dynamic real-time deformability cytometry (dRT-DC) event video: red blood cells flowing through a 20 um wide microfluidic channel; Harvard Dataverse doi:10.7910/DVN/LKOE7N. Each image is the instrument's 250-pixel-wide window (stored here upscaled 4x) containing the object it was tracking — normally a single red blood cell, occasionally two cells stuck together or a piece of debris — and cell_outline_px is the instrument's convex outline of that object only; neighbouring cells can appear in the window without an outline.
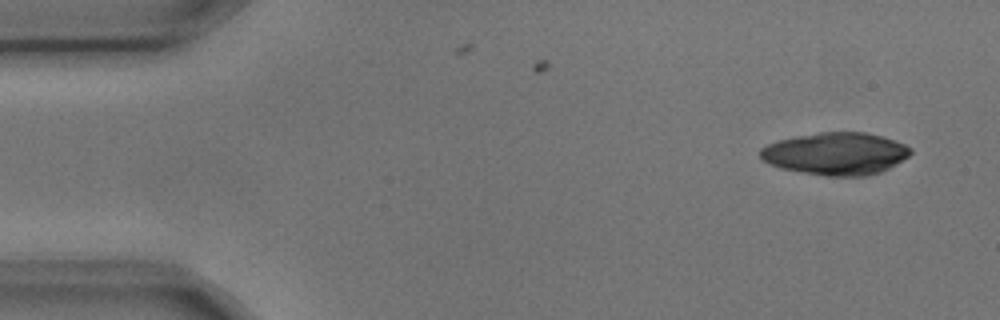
{"species": "common noctule bat (a hibernating species)", "species_latin": "Nyctalus noctula", "temperature_condition": "cold", "stored_images_in_passage": 2, "camera_frame_rate_fps": 3000, "um_per_image_px": 0.085, "animal": {"sex": "male", "body_mass_g": 17.9, "forearm_length_mm": 54.2}, "frame": {"image": 1, "passage_image": 2, "time_ms": 0.333, "image_size_px": [1000, 320], "cell_outline_px": [[912, 152], [908, 156], [888, 168], [880, 172], [864, 176], [824, 176], [780, 168], [768, 164], [760, 160], [760, 148], [776, 140], [796, 136], [820, 132], [864, 132], [884, 136], [896, 140], [912, 148]], "centroid_in_image_um": [71.01, 13.05], "position_along_channel_um": 14.0, "area_um2": 37.34}}